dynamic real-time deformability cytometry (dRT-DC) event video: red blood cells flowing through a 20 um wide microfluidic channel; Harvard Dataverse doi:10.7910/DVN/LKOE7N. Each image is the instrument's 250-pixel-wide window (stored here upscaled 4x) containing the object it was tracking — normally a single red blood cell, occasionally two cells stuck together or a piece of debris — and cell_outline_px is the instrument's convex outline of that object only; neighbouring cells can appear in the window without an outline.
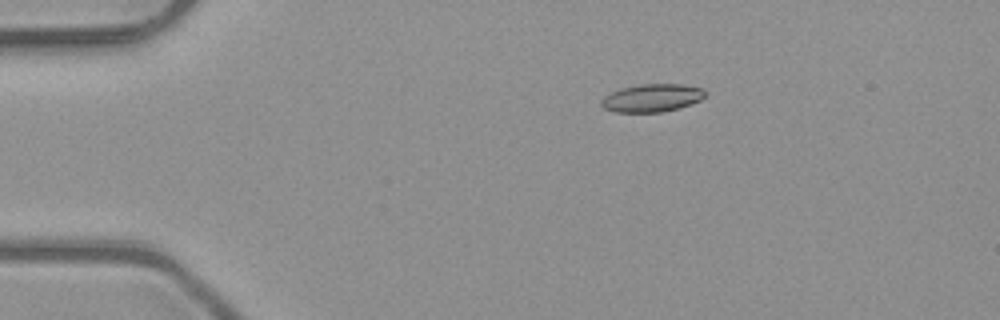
{"species": "common noctule bat (a hibernating species)", "species_latin": "Nyctalus noctula", "temperature_condition": "room temperature", "stored_images_in_passage": 4, "camera_frame_rate_fps": 3000, "um_per_image_px": 0.085, "animal": {"sex": "male", "body_mass_g": 23.1, "forearm_length_mm": 52.7}, "frame": {"image": 1, "passage_image": 3, "time_ms": 0.667, "image_size_px": [1000, 320], "cell_outline_px": [[708, 92], [700, 100], [680, 108], [660, 112], [612, 112], [604, 108], [600, 104], [600, 100], [604, 96], [620, 88], [640, 84], [680, 84], [700, 88]], "centroid_in_image_um": [55.38, 8.33], "position_along_channel_um": 29.6, "area_um2": 16.94}}